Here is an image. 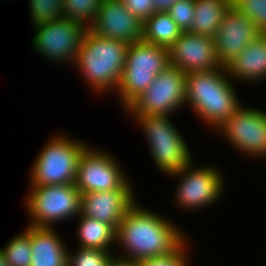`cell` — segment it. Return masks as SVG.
<instances>
[{
  "instance_id": "1",
  "label": "cell",
  "mask_w": 266,
  "mask_h": 266,
  "mask_svg": "<svg viewBox=\"0 0 266 266\" xmlns=\"http://www.w3.org/2000/svg\"><path fill=\"white\" fill-rule=\"evenodd\" d=\"M140 206L136 202L118 225L115 243L123 248V256H117L137 262L174 253L187 240L186 235L166 216Z\"/></svg>"
},
{
  "instance_id": "2",
  "label": "cell",
  "mask_w": 266,
  "mask_h": 266,
  "mask_svg": "<svg viewBox=\"0 0 266 266\" xmlns=\"http://www.w3.org/2000/svg\"><path fill=\"white\" fill-rule=\"evenodd\" d=\"M225 68L186 74V104L212 129H218L241 106Z\"/></svg>"
},
{
  "instance_id": "3",
  "label": "cell",
  "mask_w": 266,
  "mask_h": 266,
  "mask_svg": "<svg viewBox=\"0 0 266 266\" xmlns=\"http://www.w3.org/2000/svg\"><path fill=\"white\" fill-rule=\"evenodd\" d=\"M128 43L98 36L87 29L75 66L94 93L117 90L126 62Z\"/></svg>"
},
{
  "instance_id": "4",
  "label": "cell",
  "mask_w": 266,
  "mask_h": 266,
  "mask_svg": "<svg viewBox=\"0 0 266 266\" xmlns=\"http://www.w3.org/2000/svg\"><path fill=\"white\" fill-rule=\"evenodd\" d=\"M169 66L168 49L143 40L128 45L122 79L116 90L126 109Z\"/></svg>"
},
{
  "instance_id": "5",
  "label": "cell",
  "mask_w": 266,
  "mask_h": 266,
  "mask_svg": "<svg viewBox=\"0 0 266 266\" xmlns=\"http://www.w3.org/2000/svg\"><path fill=\"white\" fill-rule=\"evenodd\" d=\"M46 143L29 171V186L75 183L79 158L89 145L64 134H58Z\"/></svg>"
},
{
  "instance_id": "6",
  "label": "cell",
  "mask_w": 266,
  "mask_h": 266,
  "mask_svg": "<svg viewBox=\"0 0 266 266\" xmlns=\"http://www.w3.org/2000/svg\"><path fill=\"white\" fill-rule=\"evenodd\" d=\"M134 119L143 128L152 159L162 173H176L193 160L185 138L169 116H134Z\"/></svg>"
},
{
  "instance_id": "7",
  "label": "cell",
  "mask_w": 266,
  "mask_h": 266,
  "mask_svg": "<svg viewBox=\"0 0 266 266\" xmlns=\"http://www.w3.org/2000/svg\"><path fill=\"white\" fill-rule=\"evenodd\" d=\"M25 206L33 227L53 228L55 223L81 213V192L75 183L29 186Z\"/></svg>"
},
{
  "instance_id": "8",
  "label": "cell",
  "mask_w": 266,
  "mask_h": 266,
  "mask_svg": "<svg viewBox=\"0 0 266 266\" xmlns=\"http://www.w3.org/2000/svg\"><path fill=\"white\" fill-rule=\"evenodd\" d=\"M185 87L186 73L169 65L125 109V113L132 116H170L185 106Z\"/></svg>"
},
{
  "instance_id": "9",
  "label": "cell",
  "mask_w": 266,
  "mask_h": 266,
  "mask_svg": "<svg viewBox=\"0 0 266 266\" xmlns=\"http://www.w3.org/2000/svg\"><path fill=\"white\" fill-rule=\"evenodd\" d=\"M110 153L91 148L83 151L77 165L75 185L83 193L134 190L119 162Z\"/></svg>"
},
{
  "instance_id": "10",
  "label": "cell",
  "mask_w": 266,
  "mask_h": 266,
  "mask_svg": "<svg viewBox=\"0 0 266 266\" xmlns=\"http://www.w3.org/2000/svg\"><path fill=\"white\" fill-rule=\"evenodd\" d=\"M217 169L209 165L195 168L191 161L178 172L172 173L170 176L178 177L180 181L174 196L177 207L195 211L216 202L224 193L222 172Z\"/></svg>"
},
{
  "instance_id": "11",
  "label": "cell",
  "mask_w": 266,
  "mask_h": 266,
  "mask_svg": "<svg viewBox=\"0 0 266 266\" xmlns=\"http://www.w3.org/2000/svg\"><path fill=\"white\" fill-rule=\"evenodd\" d=\"M32 48L51 62L75 63L79 47L87 28L79 22L59 18L49 23L34 26Z\"/></svg>"
},
{
  "instance_id": "12",
  "label": "cell",
  "mask_w": 266,
  "mask_h": 266,
  "mask_svg": "<svg viewBox=\"0 0 266 266\" xmlns=\"http://www.w3.org/2000/svg\"><path fill=\"white\" fill-rule=\"evenodd\" d=\"M216 131L240 152L266 157V111L242 104Z\"/></svg>"
},
{
  "instance_id": "13",
  "label": "cell",
  "mask_w": 266,
  "mask_h": 266,
  "mask_svg": "<svg viewBox=\"0 0 266 266\" xmlns=\"http://www.w3.org/2000/svg\"><path fill=\"white\" fill-rule=\"evenodd\" d=\"M169 65L186 74L225 68L215 48V39L191 32H182L168 48Z\"/></svg>"
},
{
  "instance_id": "14",
  "label": "cell",
  "mask_w": 266,
  "mask_h": 266,
  "mask_svg": "<svg viewBox=\"0 0 266 266\" xmlns=\"http://www.w3.org/2000/svg\"><path fill=\"white\" fill-rule=\"evenodd\" d=\"M142 24L121 0H102L97 18L89 29L98 36L131 44L141 40Z\"/></svg>"
},
{
  "instance_id": "15",
  "label": "cell",
  "mask_w": 266,
  "mask_h": 266,
  "mask_svg": "<svg viewBox=\"0 0 266 266\" xmlns=\"http://www.w3.org/2000/svg\"><path fill=\"white\" fill-rule=\"evenodd\" d=\"M259 35L255 24L231 5L225 12L214 38L221 65L226 67Z\"/></svg>"
},
{
  "instance_id": "16",
  "label": "cell",
  "mask_w": 266,
  "mask_h": 266,
  "mask_svg": "<svg viewBox=\"0 0 266 266\" xmlns=\"http://www.w3.org/2000/svg\"><path fill=\"white\" fill-rule=\"evenodd\" d=\"M134 190H107L81 194V213L117 230L127 211L136 203Z\"/></svg>"
},
{
  "instance_id": "17",
  "label": "cell",
  "mask_w": 266,
  "mask_h": 266,
  "mask_svg": "<svg viewBox=\"0 0 266 266\" xmlns=\"http://www.w3.org/2000/svg\"><path fill=\"white\" fill-rule=\"evenodd\" d=\"M27 226L32 249L30 266H68V248L54 227Z\"/></svg>"
},
{
  "instance_id": "18",
  "label": "cell",
  "mask_w": 266,
  "mask_h": 266,
  "mask_svg": "<svg viewBox=\"0 0 266 266\" xmlns=\"http://www.w3.org/2000/svg\"><path fill=\"white\" fill-rule=\"evenodd\" d=\"M229 77L236 81L266 80V35L260 34L225 67ZM235 79V80H234Z\"/></svg>"
},
{
  "instance_id": "19",
  "label": "cell",
  "mask_w": 266,
  "mask_h": 266,
  "mask_svg": "<svg viewBox=\"0 0 266 266\" xmlns=\"http://www.w3.org/2000/svg\"><path fill=\"white\" fill-rule=\"evenodd\" d=\"M231 0H195V16L189 32L215 38Z\"/></svg>"
},
{
  "instance_id": "20",
  "label": "cell",
  "mask_w": 266,
  "mask_h": 266,
  "mask_svg": "<svg viewBox=\"0 0 266 266\" xmlns=\"http://www.w3.org/2000/svg\"><path fill=\"white\" fill-rule=\"evenodd\" d=\"M182 32L167 12H155L143 21L141 40L168 49Z\"/></svg>"
},
{
  "instance_id": "21",
  "label": "cell",
  "mask_w": 266,
  "mask_h": 266,
  "mask_svg": "<svg viewBox=\"0 0 266 266\" xmlns=\"http://www.w3.org/2000/svg\"><path fill=\"white\" fill-rule=\"evenodd\" d=\"M78 247L95 248L111 251L109 248L116 242V230L109 224L89 218L82 213L78 216Z\"/></svg>"
},
{
  "instance_id": "22",
  "label": "cell",
  "mask_w": 266,
  "mask_h": 266,
  "mask_svg": "<svg viewBox=\"0 0 266 266\" xmlns=\"http://www.w3.org/2000/svg\"><path fill=\"white\" fill-rule=\"evenodd\" d=\"M0 251L9 266H30L32 260L31 236L24 229L21 234L11 238Z\"/></svg>"
},
{
  "instance_id": "23",
  "label": "cell",
  "mask_w": 266,
  "mask_h": 266,
  "mask_svg": "<svg viewBox=\"0 0 266 266\" xmlns=\"http://www.w3.org/2000/svg\"><path fill=\"white\" fill-rule=\"evenodd\" d=\"M102 0H64L63 18L79 22L89 29L97 18Z\"/></svg>"
},
{
  "instance_id": "24",
  "label": "cell",
  "mask_w": 266,
  "mask_h": 266,
  "mask_svg": "<svg viewBox=\"0 0 266 266\" xmlns=\"http://www.w3.org/2000/svg\"><path fill=\"white\" fill-rule=\"evenodd\" d=\"M33 26L63 18L64 0H28Z\"/></svg>"
},
{
  "instance_id": "25",
  "label": "cell",
  "mask_w": 266,
  "mask_h": 266,
  "mask_svg": "<svg viewBox=\"0 0 266 266\" xmlns=\"http://www.w3.org/2000/svg\"><path fill=\"white\" fill-rule=\"evenodd\" d=\"M231 5L247 16L260 34L266 35V0H231Z\"/></svg>"
},
{
  "instance_id": "26",
  "label": "cell",
  "mask_w": 266,
  "mask_h": 266,
  "mask_svg": "<svg viewBox=\"0 0 266 266\" xmlns=\"http://www.w3.org/2000/svg\"><path fill=\"white\" fill-rule=\"evenodd\" d=\"M77 251L68 250V266H107L112 258L111 251L78 247Z\"/></svg>"
},
{
  "instance_id": "27",
  "label": "cell",
  "mask_w": 266,
  "mask_h": 266,
  "mask_svg": "<svg viewBox=\"0 0 266 266\" xmlns=\"http://www.w3.org/2000/svg\"><path fill=\"white\" fill-rule=\"evenodd\" d=\"M195 0H179L167 13L183 32H189L195 16Z\"/></svg>"
},
{
  "instance_id": "28",
  "label": "cell",
  "mask_w": 266,
  "mask_h": 266,
  "mask_svg": "<svg viewBox=\"0 0 266 266\" xmlns=\"http://www.w3.org/2000/svg\"><path fill=\"white\" fill-rule=\"evenodd\" d=\"M186 245L188 246L187 240L174 253L164 257L139 260L136 266H190Z\"/></svg>"
},
{
  "instance_id": "29",
  "label": "cell",
  "mask_w": 266,
  "mask_h": 266,
  "mask_svg": "<svg viewBox=\"0 0 266 266\" xmlns=\"http://www.w3.org/2000/svg\"><path fill=\"white\" fill-rule=\"evenodd\" d=\"M126 8L142 22L155 13L153 0H121Z\"/></svg>"
},
{
  "instance_id": "30",
  "label": "cell",
  "mask_w": 266,
  "mask_h": 266,
  "mask_svg": "<svg viewBox=\"0 0 266 266\" xmlns=\"http://www.w3.org/2000/svg\"><path fill=\"white\" fill-rule=\"evenodd\" d=\"M115 255L109 260L107 266H136L135 261Z\"/></svg>"
},
{
  "instance_id": "31",
  "label": "cell",
  "mask_w": 266,
  "mask_h": 266,
  "mask_svg": "<svg viewBox=\"0 0 266 266\" xmlns=\"http://www.w3.org/2000/svg\"><path fill=\"white\" fill-rule=\"evenodd\" d=\"M179 0H153L156 12H167Z\"/></svg>"
},
{
  "instance_id": "32",
  "label": "cell",
  "mask_w": 266,
  "mask_h": 266,
  "mask_svg": "<svg viewBox=\"0 0 266 266\" xmlns=\"http://www.w3.org/2000/svg\"><path fill=\"white\" fill-rule=\"evenodd\" d=\"M0 266H9L0 251Z\"/></svg>"
}]
</instances>
